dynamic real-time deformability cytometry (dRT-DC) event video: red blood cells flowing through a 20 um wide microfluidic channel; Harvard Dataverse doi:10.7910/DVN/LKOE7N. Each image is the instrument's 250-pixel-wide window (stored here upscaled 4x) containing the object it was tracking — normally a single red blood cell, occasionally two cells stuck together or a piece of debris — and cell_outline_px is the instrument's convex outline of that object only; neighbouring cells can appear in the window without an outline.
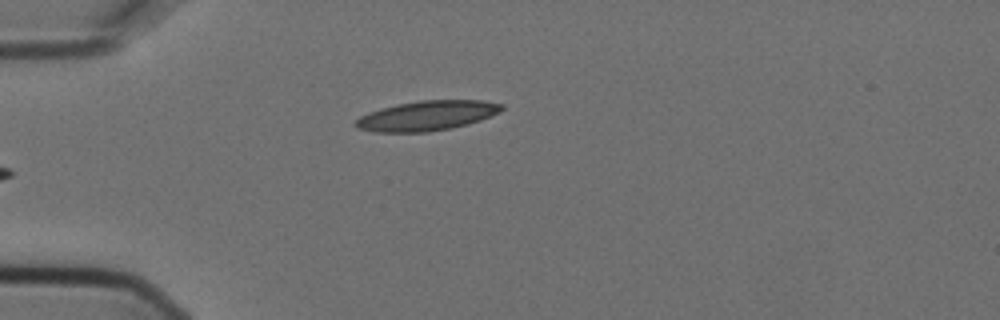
{"species": "Egyptian fruit bat (a non-hibernating species)", "species_latin": "Rousettus aegyptiacus", "temperature_condition": "cold", "stored_images_in_passage": 6, "camera_frame_rate_fps": 3000, "um_per_image_px": 0.085, "animal": {"sex": "female"}, "frame": {"image": 1, "passage_image": 6, "time_ms": 1.667, "image_size_px": [1000, 320], "cell_outline_px": [[504, 108], [500, 112], [480, 120], [468, 124], [428, 132], [376, 132], [356, 128], [352, 124], [360, 116], [368, 112], [380, 108], [396, 104], [420, 100], [484, 100], [504, 104]], "centroid_in_image_um": [36.27, 9.82], "position_along_channel_um": 48.7, "area_um2": 25.55}}